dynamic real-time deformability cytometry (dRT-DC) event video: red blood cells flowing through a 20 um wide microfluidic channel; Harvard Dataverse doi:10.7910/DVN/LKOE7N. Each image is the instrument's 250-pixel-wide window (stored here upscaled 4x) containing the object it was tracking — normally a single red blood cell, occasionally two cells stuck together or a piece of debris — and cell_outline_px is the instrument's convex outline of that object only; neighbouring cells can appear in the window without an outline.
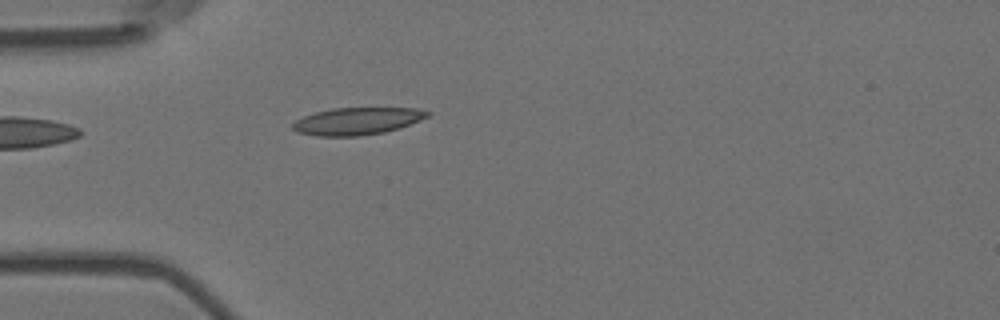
{"species": "Egyptian fruit bat (a non-hibernating species)", "species_latin": "Rousettus aegyptiacus", "temperature_condition": "room temperature", "stored_images_in_passage": 2, "camera_frame_rate_fps": 3000, "um_per_image_px": 0.085, "animal": {"sex": "female"}, "frame": {"image": 1, "passage_image": 2, "time_ms": 0.333, "image_size_px": [1000, 320], "cell_outline_px": [[432, 112], [428, 116], [420, 120], [400, 128], [384, 132], [360, 136], [316, 136], [296, 132], [292, 128], [292, 124], [296, 120], [304, 116], [316, 112], [332, 108], [416, 108]], "centroid_in_image_um": [30.35, 10.3], "position_along_channel_um": 54.6, "area_um2": 21.44}}